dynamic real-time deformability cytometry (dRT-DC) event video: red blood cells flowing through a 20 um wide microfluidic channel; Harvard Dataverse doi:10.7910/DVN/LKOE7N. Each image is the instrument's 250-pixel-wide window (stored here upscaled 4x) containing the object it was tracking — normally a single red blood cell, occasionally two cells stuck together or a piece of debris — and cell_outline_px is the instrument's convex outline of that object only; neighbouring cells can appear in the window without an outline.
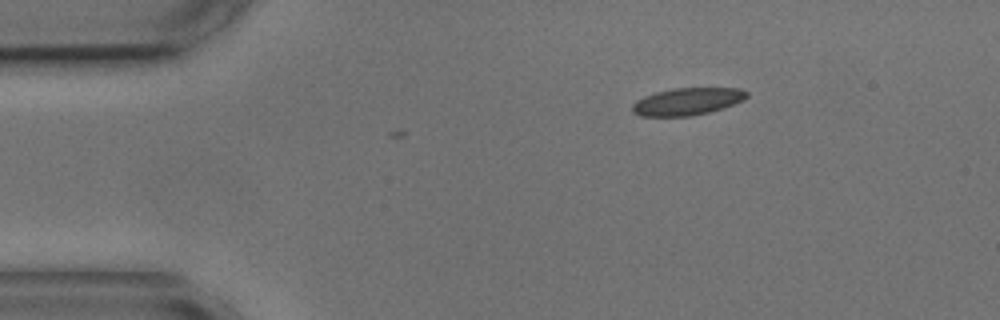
{"species": "common noctule bat (a hibernating species)", "species_latin": "Nyctalus noctula", "temperature_condition": "cold", "stored_images_in_passage": 9, "camera_frame_rate_fps": 3000, "um_per_image_px": 0.085, "animal": {"sex": "male", "body_mass_g": 17.9, "forearm_length_mm": 54.2}, "frame": {"image": 1, "passage_image": 1, "time_ms": 0.0, "image_size_px": [1000, 320], "cell_outline_px": [[748, 96], [744, 100], [708, 112], [692, 116], [640, 116], [632, 112], [632, 104], [636, 100], [644, 96], [656, 92], [672, 88], [740, 88], [748, 92]], "centroid_in_image_um": [58.39, 8.62], "position_along_channel_um": 26.6, "area_um2": 18.15}}
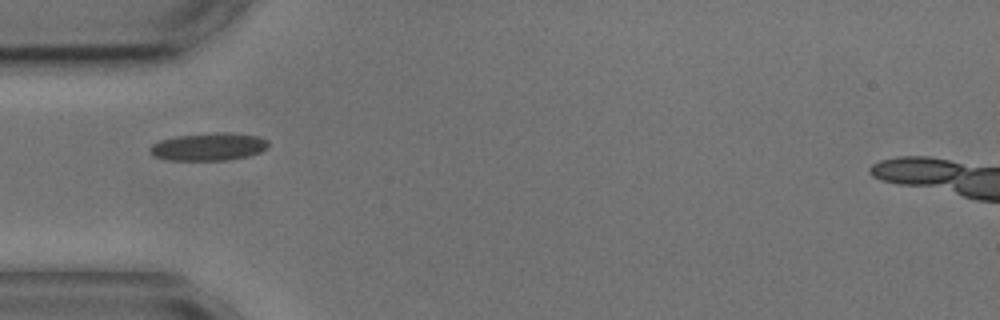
{"frame": {"image": 2, "passage_image": 3, "time_ms": 2.667, "image_size_px": [1000, 320], "cell_outline_px": [[268, 148], [260, 152], [248, 156], [228, 160], [168, 160], [152, 156], [148, 152], [148, 148], [152, 144], [160, 140], [176, 136], [216, 132], [232, 132], [260, 136], [268, 140]], "centroid_in_image_um": [17.73, 12.46], "position_along_channel_um": 67.3, "area_um2": 19.48}}